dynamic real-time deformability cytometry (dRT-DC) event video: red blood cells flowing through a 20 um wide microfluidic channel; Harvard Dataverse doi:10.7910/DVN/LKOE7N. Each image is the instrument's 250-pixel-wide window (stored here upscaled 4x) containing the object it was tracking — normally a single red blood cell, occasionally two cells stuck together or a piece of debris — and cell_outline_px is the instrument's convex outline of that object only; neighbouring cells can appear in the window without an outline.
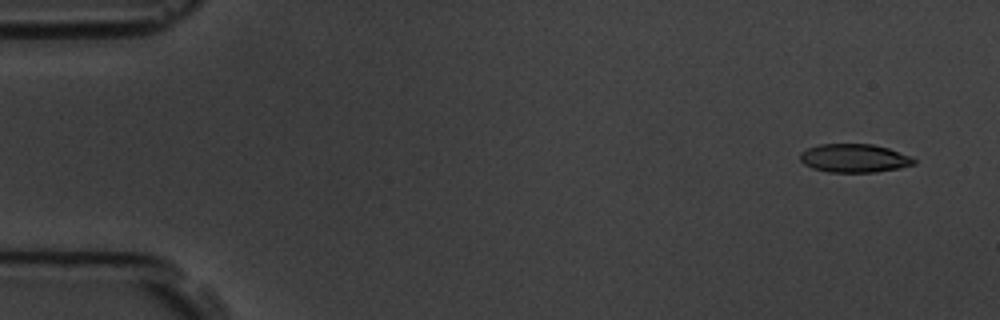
{"species": "common noctule bat (a hibernating species)", "species_latin": "Nyctalus noctula", "temperature_condition": "room temperature", "stored_images_in_passage": 7, "camera_frame_rate_fps": 3000, "um_per_image_px": 0.085, "animal": {"sex": "male", "body_mass_g": 19.5, "forearm_length_mm": 54.6}, "frame": {"image": 1, "passage_image": 1, "time_ms": 0.0, "image_size_px": [1000, 320], "cell_outline_px": [[916, 164], [900, 168], [876, 172], [828, 172], [812, 168], [804, 164], [800, 160], [800, 152], [808, 148], [820, 144], [872, 144], [888, 148], [912, 156], [916, 160]], "centroid_in_image_um": [72.63, 13.45], "position_along_channel_um": 12.4, "area_um2": 19.02}}
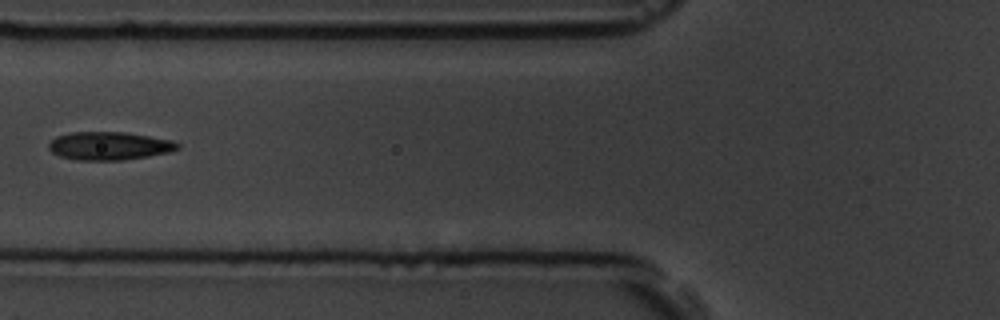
{"frame": {"image": 2, "passage_image": 6, "time_ms": 6.0, "image_size_px": [1000, 320], "cell_outline_px": [[180, 148], [168, 152], [148, 156], [124, 160], [76, 160], [60, 156], [52, 152], [48, 148], [48, 144], [56, 136], [72, 132], [124, 132], [172, 140], [180, 144]], "centroid_in_image_um": [9.27, 12.4], "position_along_channel_um": 116.5, "area_um2": 21.1}}
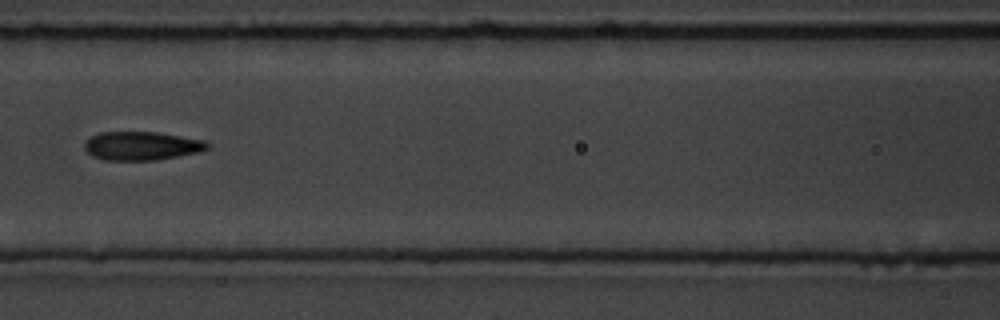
{"frame": {"image": 3, "passage_image": 7, "time_ms": 7.0, "image_size_px": [1000, 320], "cell_outline_px": [[212, 144], [208, 148], [200, 152], [156, 160], [104, 160], [92, 156], [84, 148], [84, 144], [92, 136], [100, 132], [156, 132], [204, 140]], "centroid_in_image_um": [12.06, 12.4], "position_along_channel_um": 154.5, "area_um2": 20.46}}